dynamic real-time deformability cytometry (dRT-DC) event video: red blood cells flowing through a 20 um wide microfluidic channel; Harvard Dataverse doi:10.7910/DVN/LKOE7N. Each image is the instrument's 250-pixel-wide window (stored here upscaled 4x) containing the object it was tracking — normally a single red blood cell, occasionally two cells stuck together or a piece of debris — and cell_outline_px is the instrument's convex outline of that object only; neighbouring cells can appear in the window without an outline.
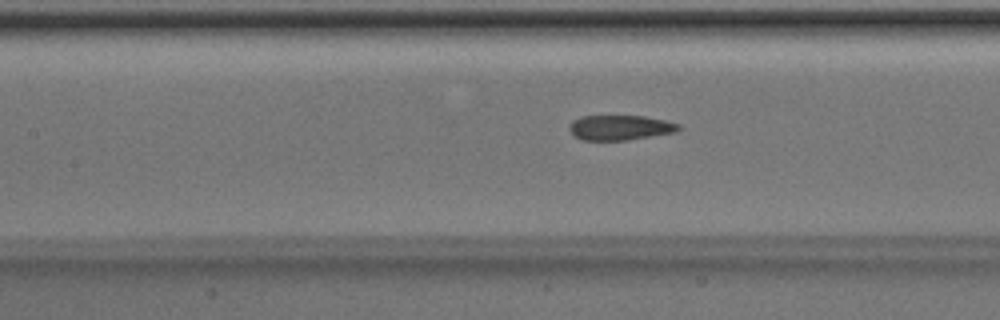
{"species": "Egyptian fruit bat (a non-hibernating species)", "species_latin": "Rousettus aegyptiacus", "temperature_condition": "room temperature", "stored_images_in_passage": 44, "camera_frame_rate_fps": 3000, "um_per_image_px": 0.085, "animal": {"sex": "male"}, "frame": {"image": 1, "passage_image": 16, "time_ms": 5.0, "image_size_px": [1000, 320], "cell_outline_px": [[684, 128], [676, 132], [628, 140], [584, 140], [572, 136], [568, 128], [568, 124], [572, 120], [580, 116], [644, 116], [664, 120], [680, 124]], "centroid_in_image_um": [52.69, 10.85], "position_along_channel_um": 154.7, "area_um2": 16.18}}
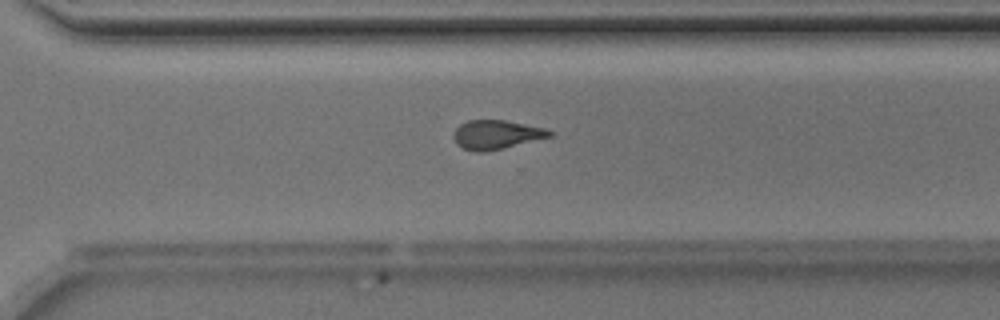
{"frame": {"image": 2, "passage_image": 29, "time_ms": 9.333, "image_size_px": [1000, 320], "cell_outline_px": [[552, 136], [504, 148], [484, 152], [476, 152], [464, 148], [456, 144], [452, 136], [456, 128], [460, 124], [468, 120], [504, 120], [544, 128], [552, 132]], "centroid_in_image_um": [42.15, 11.45], "position_along_channel_um": 328.5, "area_um2": 16.13}}
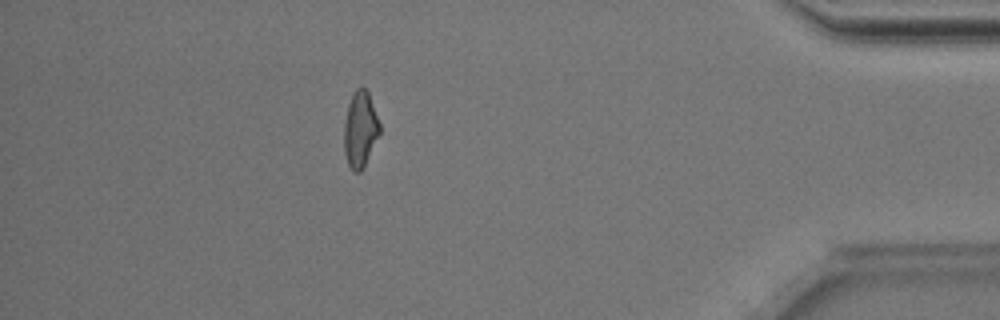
{"frame": {"image": 3, "passage_image": 38, "time_ms": 12.333, "image_size_px": [1000, 320], "cell_outline_px": [[380, 132], [360, 172], [352, 172], [348, 164], [344, 152], [344, 120], [348, 104], [352, 92], [356, 88], [364, 88], [368, 92], [380, 124]], "centroid_in_image_um": [30.59, 10.97], "position_along_channel_um": 404.6, "area_um2": 15.61}, "authors_computed_cell_mechanics": {"area_um2": 16.5308, "velocity_mm_per_s": 4.0322, "shape_relaxation_time_tau1_ms": null, "shape_relaxation_time_tau2_ms": 1.8108, "deformation_change_tau1": null, "deformation_change_tau2": 0.094}}